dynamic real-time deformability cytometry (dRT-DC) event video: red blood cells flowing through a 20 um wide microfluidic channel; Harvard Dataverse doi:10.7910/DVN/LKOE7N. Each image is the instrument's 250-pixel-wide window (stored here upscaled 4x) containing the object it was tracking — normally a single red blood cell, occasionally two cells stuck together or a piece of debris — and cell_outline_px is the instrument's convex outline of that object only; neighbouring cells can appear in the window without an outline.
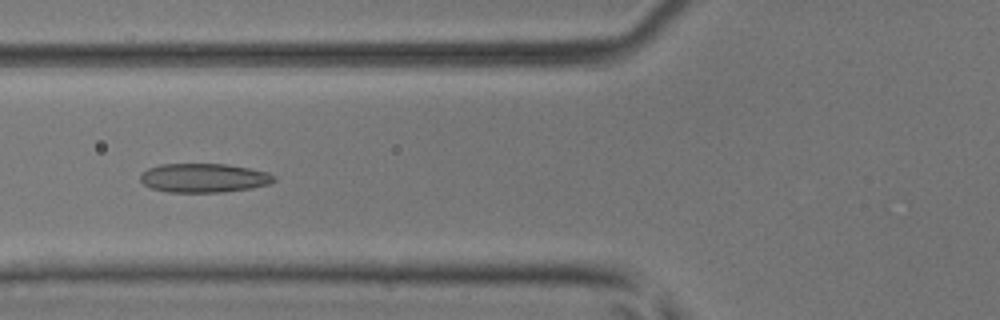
{"species": "common noctule bat (a hibernating species)", "species_latin": "Nyctalus noctula", "temperature_condition": "room temperature", "stored_images_in_passage": 50, "camera_frame_rate_fps": 3000, "um_per_image_px": 0.085, "animal": {"sex": "male", "body_mass_g": 17.9, "forearm_length_mm": 54.2}, "frame": {"image": 1, "passage_image": 19, "time_ms": 6.0, "image_size_px": [1000, 320], "cell_outline_px": [[276, 180], [268, 184], [252, 188], [224, 192], [168, 192], [152, 188], [144, 184], [140, 180], [140, 176], [148, 168], [160, 164], [228, 164], [268, 172], [276, 176]], "centroid_in_image_um": [17.35, 15.12], "position_along_channel_um": 108.4, "area_um2": 22.6}}
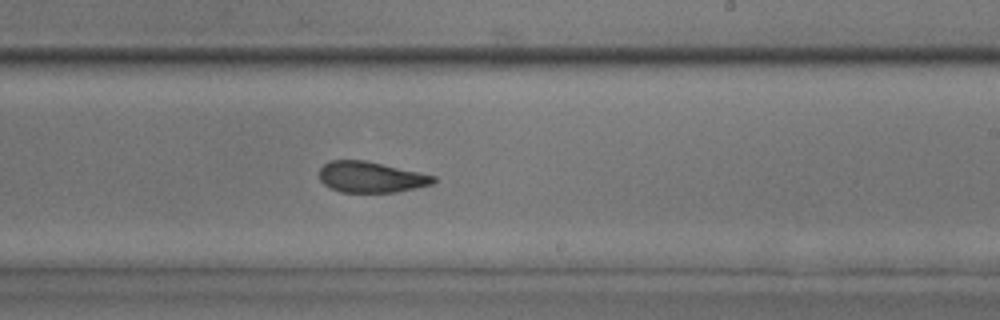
{"frame": {"image": 2, "passage_image": 30, "time_ms": 9.667, "image_size_px": [1000, 320], "cell_outline_px": [[436, 180], [432, 184], [416, 188], [396, 192], [340, 192], [328, 188], [320, 180], [320, 168], [328, 160], [364, 160], [420, 172], [436, 176]], "centroid_in_image_um": [31.51, 15.05], "position_along_channel_um": 257.5, "area_um2": 20.63}}
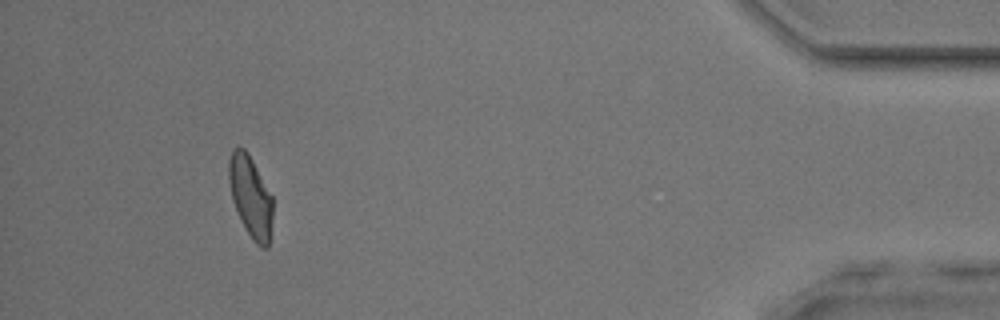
{"frame": {"image": 3, "passage_image": 46, "time_ms": 15.0, "image_size_px": [1000, 320], "cell_outline_px": [[272, 220], [268, 248], [260, 248], [252, 240], [240, 220], [232, 200], [228, 180], [228, 160], [232, 148], [244, 148], [248, 152], [272, 196]], "centroid_in_image_um": [21.28, 16.72], "position_along_channel_um": 413.9, "area_um2": 20.98}, "authors_computed_cell_mechanics": {"area_um2": 21.8484, "velocity_mm_per_s": 4.0748, "shape_relaxation_time_tau1_ms": 8.6344, "shape_relaxation_time_tau2_ms": 1.9382, "deformation_change_tau1": 0.1881, "deformation_change_tau2": 0.093}}